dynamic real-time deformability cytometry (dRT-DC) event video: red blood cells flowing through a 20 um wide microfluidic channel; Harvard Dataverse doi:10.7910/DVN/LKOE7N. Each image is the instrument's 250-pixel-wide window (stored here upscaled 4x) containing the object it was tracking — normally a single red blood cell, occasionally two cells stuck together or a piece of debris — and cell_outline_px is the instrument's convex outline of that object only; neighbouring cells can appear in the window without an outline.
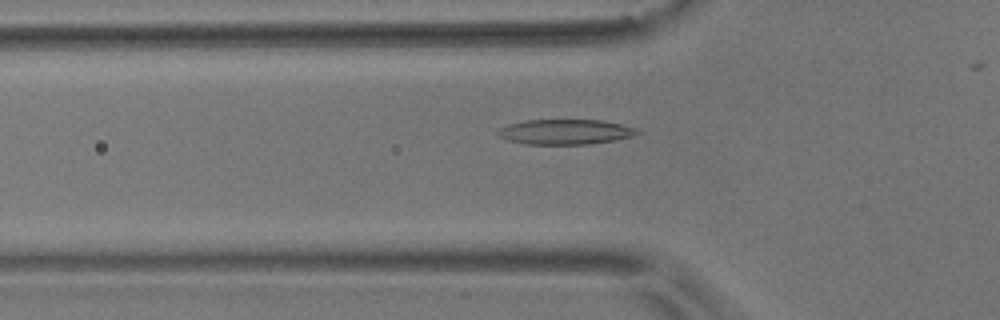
{"species": "common noctule bat (a hibernating species)", "species_latin": "Nyctalus noctula", "temperature_condition": "room temperature", "stored_images_in_passage": 14, "camera_frame_rate_fps": 3000, "um_per_image_px": 0.085, "animal": {"sex": "male", "body_mass_g": 17.9}, "frame": {"image": 1, "passage_image": 3, "time_ms": 0.667, "image_size_px": [1000, 320], "cell_outline_px": [[640, 132], [632, 136], [616, 140], [588, 144], [524, 144], [508, 140], [500, 136], [496, 132], [500, 128], [508, 124], [524, 120], [604, 120], [640, 128]], "centroid_in_image_um": [48.09, 11.2], "position_along_channel_um": 77.7, "area_um2": 20.52}}
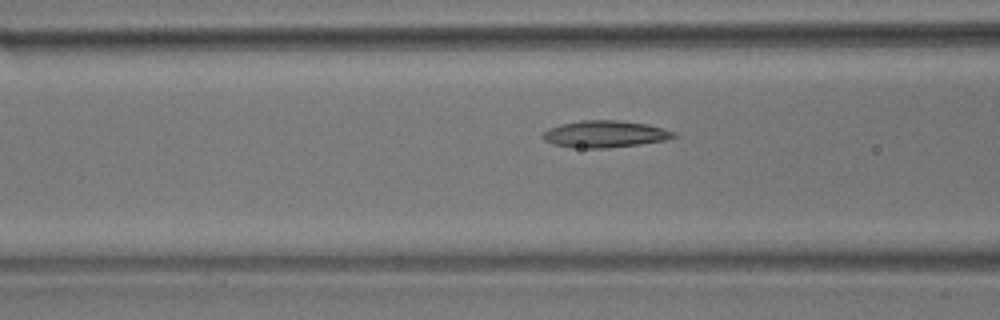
{"frame": {"image": 2, "passage_image": 6, "time_ms": 1.667, "image_size_px": [1000, 320], "cell_outline_px": [[680, 136], [664, 140], [640, 144], [608, 148], [572, 148], [552, 144], [544, 140], [540, 136], [548, 128], [560, 124], [584, 120], [620, 120], [648, 124], [676, 132]], "centroid_in_image_um": [51.41, 11.4], "position_along_channel_um": 115.2, "area_um2": 20.75}}
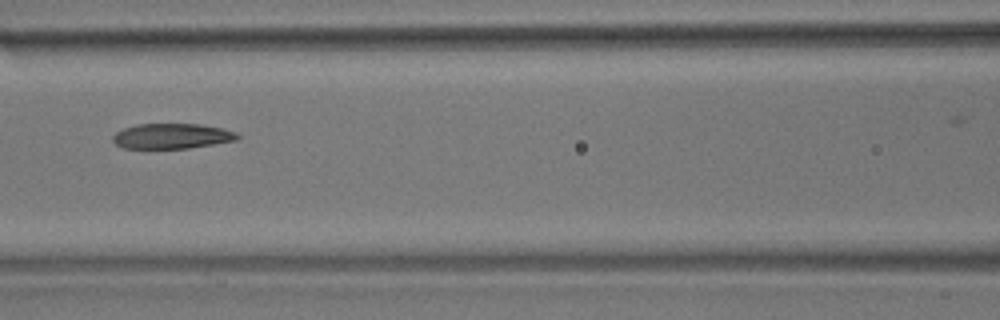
{"frame": {"image": 3, "passage_image": 9, "time_ms": 2.667, "image_size_px": [1000, 320], "cell_outline_px": [[240, 136], [236, 140], [188, 148], [120, 148], [112, 140], [112, 136], [116, 132], [124, 128], [136, 124], [200, 124], [220, 128], [236, 132]], "centroid_in_image_um": [14.57, 11.57], "position_along_channel_um": 152.0, "area_um2": 18.21}}